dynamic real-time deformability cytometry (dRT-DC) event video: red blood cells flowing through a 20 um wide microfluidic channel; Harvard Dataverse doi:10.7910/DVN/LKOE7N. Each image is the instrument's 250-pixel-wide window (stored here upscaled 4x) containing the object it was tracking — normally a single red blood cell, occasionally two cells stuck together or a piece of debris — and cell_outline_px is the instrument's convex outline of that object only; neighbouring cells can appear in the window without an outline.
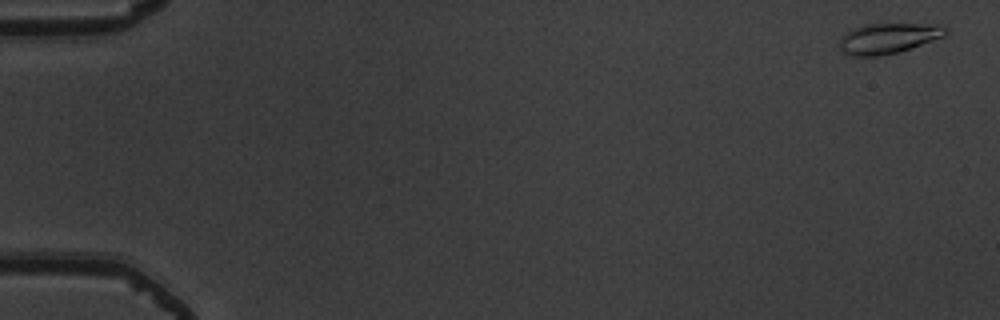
{"species": "common noctule bat (a hibernating species)", "species_latin": "Nyctalus noctula", "temperature_condition": "warm", "stored_images_in_passage": 6, "camera_frame_rate_fps": 3000, "um_per_image_px": 0.085, "animal": {"sex": "male", "body_mass_g": 19.5, "forearm_length_mm": 54.6}, "frame": {"image": 1, "passage_image": 1, "time_ms": 0.0, "image_size_px": [1000, 320], "cell_outline_px": [[948, 32], [944, 36], [900, 52], [880, 56], [852, 56], [840, 52], [840, 36], [844, 32], [864, 24], [936, 24], [948, 28]], "centroid_in_image_um": [75.46, 3.26], "position_along_channel_um": 9.5, "area_um2": 19.02}}